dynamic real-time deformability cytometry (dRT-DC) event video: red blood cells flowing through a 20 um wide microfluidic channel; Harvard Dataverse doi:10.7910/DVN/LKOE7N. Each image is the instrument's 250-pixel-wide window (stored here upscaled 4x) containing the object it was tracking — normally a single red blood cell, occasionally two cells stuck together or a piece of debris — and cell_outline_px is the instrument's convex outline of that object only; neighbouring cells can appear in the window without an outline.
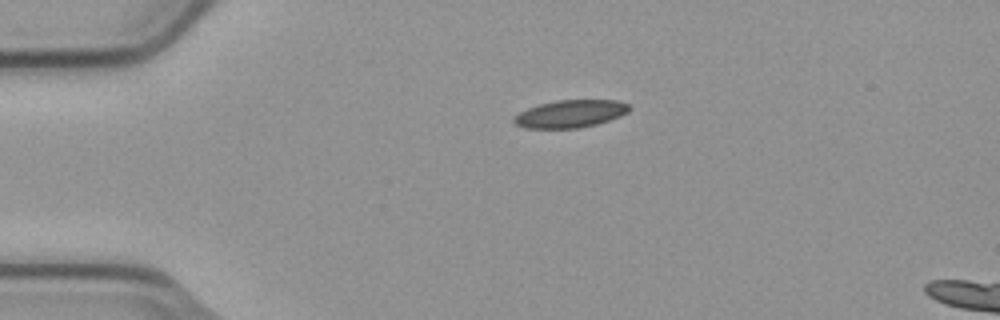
{"species": "common noctule bat (a hibernating species)", "species_latin": "Nyctalus noctula", "temperature_condition": "cold", "stored_images_in_passage": 3, "camera_frame_rate_fps": 3000, "um_per_image_px": 0.085, "animal": {"sex": "male", "body_mass_g": 23.1, "forearm_length_mm": 52.7}, "frame": {"image": 1, "passage_image": 1, "time_ms": 0.0, "image_size_px": [1000, 320], "cell_outline_px": [[632, 108], [628, 112], [620, 116], [596, 124], [576, 128], [528, 128], [516, 124], [512, 120], [512, 116], [528, 108], [540, 104], [556, 100], [620, 100], [628, 104]], "centroid_in_image_um": [48.49, 9.66], "position_along_channel_um": 36.5, "area_um2": 18.5}}